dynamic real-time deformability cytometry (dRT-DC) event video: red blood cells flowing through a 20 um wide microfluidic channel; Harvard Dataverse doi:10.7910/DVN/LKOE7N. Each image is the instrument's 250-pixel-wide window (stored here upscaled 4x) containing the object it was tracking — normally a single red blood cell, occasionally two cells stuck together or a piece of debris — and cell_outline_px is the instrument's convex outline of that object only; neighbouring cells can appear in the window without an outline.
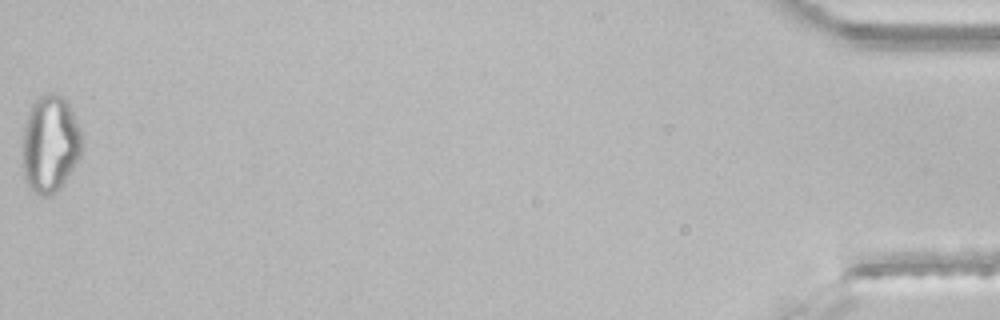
{"species": "common noctule bat (a hibernating species)", "species_latin": "Nyctalus noctula", "temperature_condition": "room temperature", "stored_images_in_passage": 46, "segment_of_instrument_passage": [2, 2], "camera_frame_rate_fps": 3000, "um_per_image_px": 0.085, "animal": {"sex": "male", "body_mass_g": 21.5, "forearm_length_mm": 52.0}, "frame": {"image": 1, "passage_image": 46, "time_ms": 15.0, "image_size_px": [1000, 320], "cell_outline_px": [[84, 144], [80, 156], [76, 164], [64, 184], [56, 192], [48, 196], [40, 196], [32, 192], [28, 188], [24, 180], [24, 128], [28, 112], [32, 104], [44, 92], [52, 92], [64, 96], [80, 128], [84, 140]], "centroid_in_image_um": [4.29, 12.25], "position_along_channel_um": 430.9, "area_um2": 34.1}}